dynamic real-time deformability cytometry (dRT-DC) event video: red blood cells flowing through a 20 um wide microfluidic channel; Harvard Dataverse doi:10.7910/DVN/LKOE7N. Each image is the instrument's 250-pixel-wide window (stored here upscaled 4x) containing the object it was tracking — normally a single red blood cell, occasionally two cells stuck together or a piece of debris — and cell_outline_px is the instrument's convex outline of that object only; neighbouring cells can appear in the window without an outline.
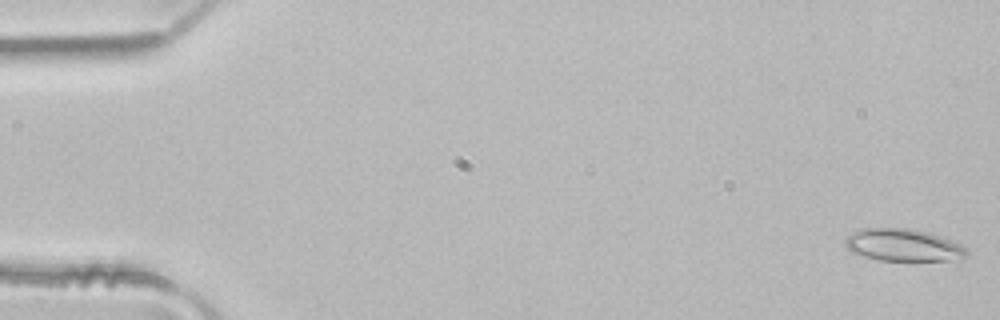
{"species": "common noctule bat (a hibernating species)", "species_latin": "Nyctalus noctula", "temperature_condition": "room temperature", "stored_images_in_passage": 5, "camera_frame_rate_fps": 3000, "um_per_image_px": 0.085, "animal": {"sex": "male", "body_mass_g": 21.5, "forearm_length_mm": 52.0}, "frame": {"image": 1, "passage_image": 1, "time_ms": 0.0, "image_size_px": [1000, 320], "cell_outline_px": [[968, 256], [948, 260], [880, 260], [864, 256], [852, 252], [844, 244], [844, 240], [848, 236], [864, 228], [908, 228], [928, 232], [952, 240], [968, 248]], "centroid_in_image_um": [76.8, 20.83], "position_along_channel_um": 8.2, "area_um2": 22.66}}